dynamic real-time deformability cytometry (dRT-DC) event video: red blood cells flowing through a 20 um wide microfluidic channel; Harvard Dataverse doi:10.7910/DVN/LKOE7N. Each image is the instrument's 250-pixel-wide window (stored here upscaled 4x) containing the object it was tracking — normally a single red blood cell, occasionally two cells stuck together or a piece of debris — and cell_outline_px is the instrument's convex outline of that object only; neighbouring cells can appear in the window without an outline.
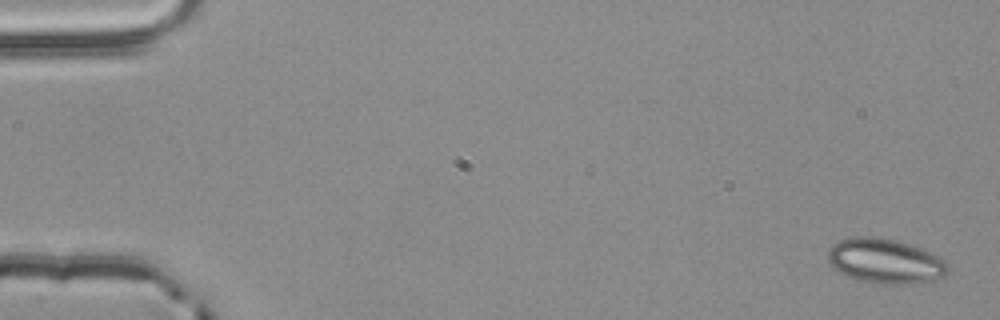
{"species": "common noctule bat (a hibernating species)", "species_latin": "Nyctalus noctula", "temperature_condition": "room temperature", "stored_images_in_passage": 5, "camera_frame_rate_fps": 3000, "um_per_image_px": 0.085, "animal": {"sex": "male", "body_mass_g": 20.4}, "frame": {"image": 1, "passage_image": 1, "time_ms": 0.0, "image_size_px": [1000, 320], "cell_outline_px": [[948, 272], [944, 276], [936, 280], [924, 284], [880, 284], [856, 280], [832, 268], [828, 260], [828, 248], [836, 240], [852, 236], [880, 236], [896, 240], [932, 252], [940, 256], [948, 264]], "centroid_in_image_um": [75.25, 22.19], "position_along_channel_um": 9.8, "area_um2": 32.19}}